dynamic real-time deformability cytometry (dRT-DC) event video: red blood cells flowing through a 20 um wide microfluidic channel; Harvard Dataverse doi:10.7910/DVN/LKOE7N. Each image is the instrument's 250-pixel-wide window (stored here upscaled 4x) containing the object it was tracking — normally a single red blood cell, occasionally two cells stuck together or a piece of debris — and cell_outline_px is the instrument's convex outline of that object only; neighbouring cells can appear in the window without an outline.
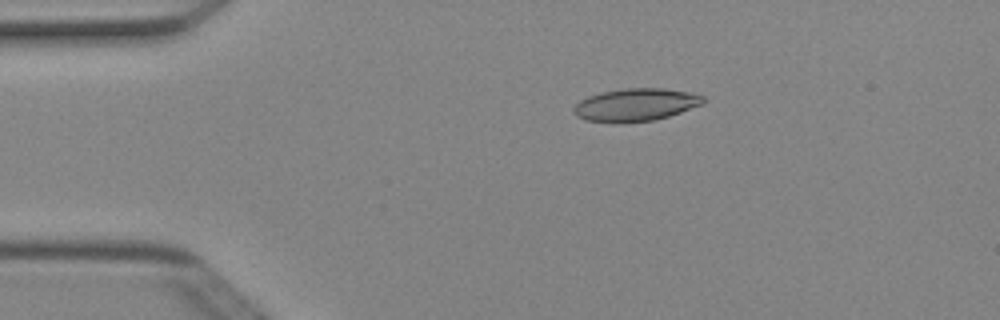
{"species": "Egyptian fruit bat (a non-hibernating species)", "species_latin": "Rousettus aegyptiacus", "temperature_condition": "cold", "stored_images_in_passage": 41, "camera_frame_rate_fps": 3000, "um_per_image_px": 0.085, "animal": {"sex": "female"}, "frame": {"image": 1, "passage_image": 1, "time_ms": 0.0, "image_size_px": [1000, 320], "cell_outline_px": [[704, 104], [668, 116], [652, 120], [584, 120], [576, 116], [572, 112], [572, 108], [580, 100], [588, 96], [600, 92], [624, 88], [664, 88], [692, 92], [704, 96]], "centroid_in_image_um": [54.06, 8.85], "position_along_channel_um": 30.9, "area_um2": 24.1}}
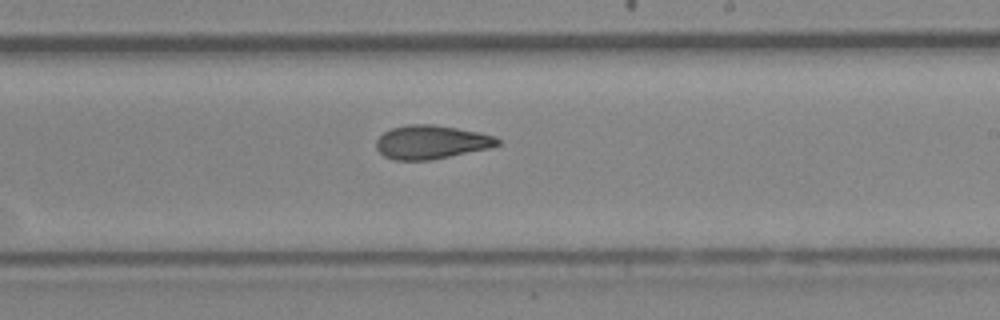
{"frame": {"image": 2, "passage_image": 21, "time_ms": 6.667, "image_size_px": [1000, 320], "cell_outline_px": [[500, 144], [488, 148], [432, 160], [396, 160], [384, 156], [376, 148], [376, 140], [384, 132], [392, 128], [408, 124], [432, 124], [480, 132], [496, 136], [500, 140]], "centroid_in_image_um": [36.66, 12.07], "position_along_channel_um": 252.3, "area_um2": 23.76}}
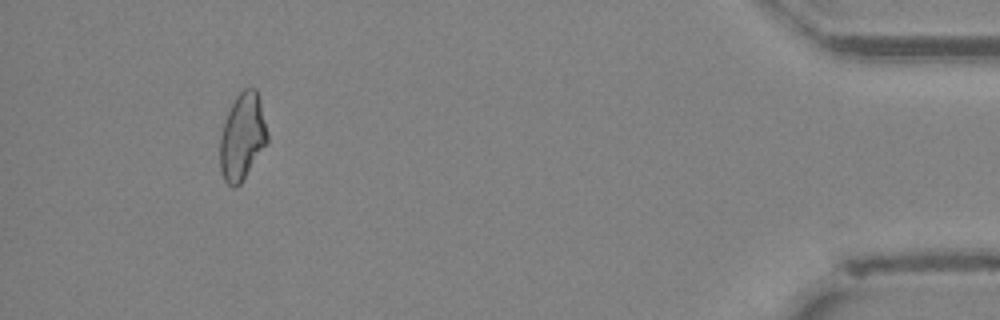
{"frame": {"image": 3, "passage_image": 38, "time_ms": 12.333, "image_size_px": [1000, 320], "cell_outline_px": [[268, 140], [240, 184], [236, 188], [232, 188], [224, 180], [220, 172], [220, 136], [228, 112], [236, 96], [244, 88], [256, 88], [260, 100], [268, 136]], "centroid_in_image_um": [20.58, 11.63], "position_along_channel_um": 414.6, "area_um2": 23.64}, "authors_computed_cell_mechanics": {"area_um2": 23.987, "velocity_mm_per_s": 4.0342, "shape_relaxation_time_tau1_ms": null, "shape_relaxation_time_tau2_ms": 3.3177, "deformation_change_tau1": null, "deformation_change_tau2": 0.1058}}